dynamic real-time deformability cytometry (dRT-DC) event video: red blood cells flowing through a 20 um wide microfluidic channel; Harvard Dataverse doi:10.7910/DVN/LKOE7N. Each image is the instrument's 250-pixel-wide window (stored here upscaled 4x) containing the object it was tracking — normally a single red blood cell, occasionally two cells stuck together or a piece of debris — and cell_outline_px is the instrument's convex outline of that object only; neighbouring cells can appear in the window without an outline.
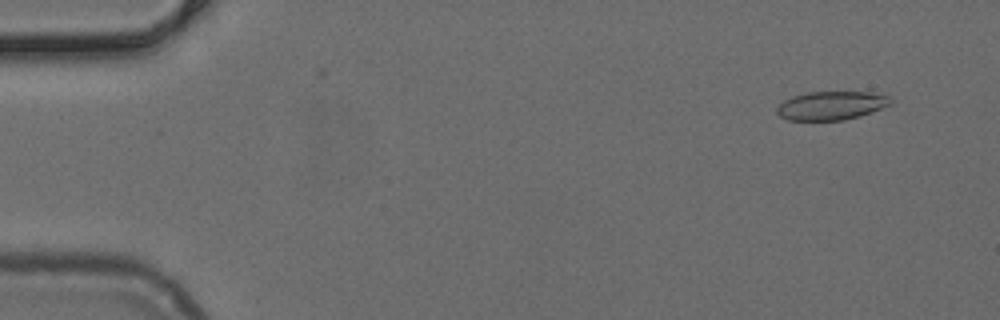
{"species": "common noctule bat (a hibernating species)", "species_latin": "Nyctalus noctula", "temperature_condition": "cold", "stored_images_in_passage": 50, "camera_frame_rate_fps": 3000, "um_per_image_px": 0.085, "animal": {"sex": "female", "body_mass_g": 24.6, "forearm_length_mm": 56.2}, "frame": {"image": 1, "passage_image": 3, "time_ms": 0.667, "image_size_px": [1000, 320], "cell_outline_px": [[892, 100], [888, 104], [880, 108], [860, 116], [844, 120], [788, 120], [780, 116], [776, 112], [776, 108], [784, 100], [792, 96], [808, 92], [872, 92], [892, 96]], "centroid_in_image_um": [70.64, 8.97], "position_along_channel_um": 14.4, "area_um2": 18.9}}
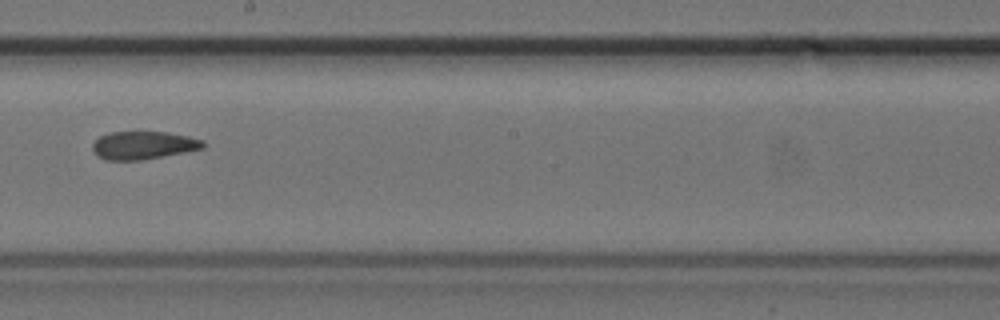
{"frame": {"image": 2, "passage_image": 28, "time_ms": 9.0, "image_size_px": [1000, 320], "cell_outline_px": [[204, 148], [184, 152], [140, 160], [108, 160], [96, 156], [92, 148], [92, 144], [100, 136], [112, 132], [168, 132], [188, 136], [204, 140]], "centroid_in_image_um": [12.18, 12.34], "position_along_channel_um": 236.0, "area_um2": 17.92}}
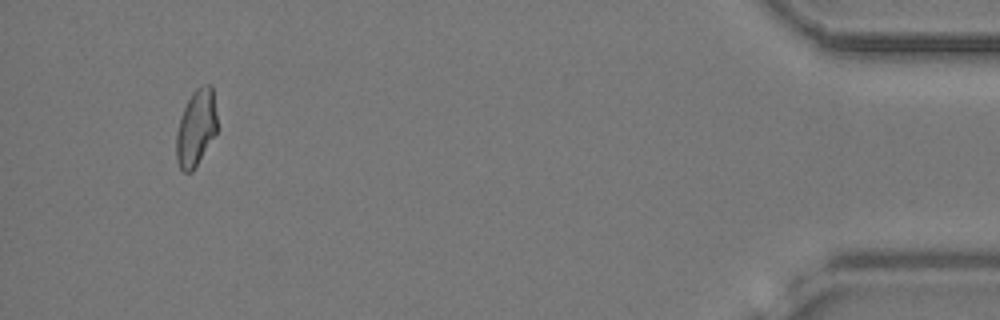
{"frame": {"image": 3, "passage_image": 47, "time_ms": 15.333, "image_size_px": [1000, 320], "cell_outline_px": [[216, 132], [192, 172], [184, 172], [180, 168], [176, 160], [176, 132], [184, 108], [192, 92], [196, 88], [204, 84], [212, 84], [216, 116]], "centroid_in_image_um": [16.65, 10.86], "position_along_channel_um": 418.6, "area_um2": 17.92}}